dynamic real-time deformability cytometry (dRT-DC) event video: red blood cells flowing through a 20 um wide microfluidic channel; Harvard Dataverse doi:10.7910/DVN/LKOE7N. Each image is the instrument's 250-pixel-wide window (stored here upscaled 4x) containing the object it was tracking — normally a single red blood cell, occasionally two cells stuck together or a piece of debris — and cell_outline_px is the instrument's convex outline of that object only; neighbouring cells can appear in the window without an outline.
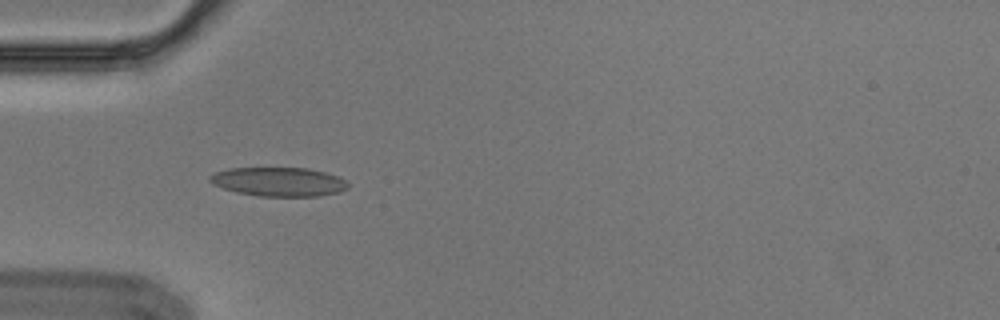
{"species": "Egyptian fruit bat (a non-hibernating species)", "species_latin": "Rousettus aegyptiacus", "temperature_condition": "cold", "stored_images_in_passage": 4, "camera_frame_rate_fps": 3000, "um_per_image_px": 0.085, "animal": {"sex": "male"}, "frame": {"image": 1, "passage_image": 4, "time_ms": 1.0, "image_size_px": [1000, 320], "cell_outline_px": [[348, 188], [340, 192], [320, 196], [256, 196], [236, 192], [212, 184], [208, 180], [208, 176], [216, 172], [228, 168], [308, 168], [340, 176], [348, 180]], "centroid_in_image_um": [23.72, 15.45], "position_along_channel_um": 61.3, "area_um2": 23.58}}